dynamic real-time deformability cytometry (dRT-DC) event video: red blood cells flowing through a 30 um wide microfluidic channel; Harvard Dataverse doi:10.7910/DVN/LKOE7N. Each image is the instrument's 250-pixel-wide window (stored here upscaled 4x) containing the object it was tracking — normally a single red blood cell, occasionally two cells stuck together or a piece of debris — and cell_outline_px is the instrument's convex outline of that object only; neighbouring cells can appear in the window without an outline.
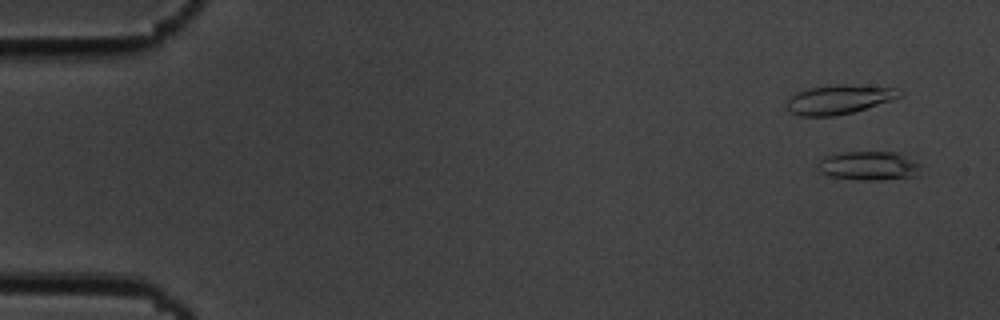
{"species": "common noctule bat (a hibernating species)", "species_latin": "Nyctalus noctula", "temperature_condition": "cold", "stored_images_in_passage": 52, "camera_frame_rate_fps": 3000, "um_per_image_px": 0.085, "animal": {"sex": "male", "body_mass_g": 19.5, "forearm_length_mm": 54.6}, "frame": {"image": 1, "passage_image": 2, "time_ms": 0.333, "image_size_px": [1000, 320], "cell_outline_px": [[924, 164], [920, 176], [880, 180], [856, 180], [832, 176], [820, 172], [816, 168], [816, 164], [824, 156], [840, 152], [900, 152]], "centroid_in_image_um": [73.94, 14.09], "position_along_channel_um": 11.1, "area_um2": 18.09}}
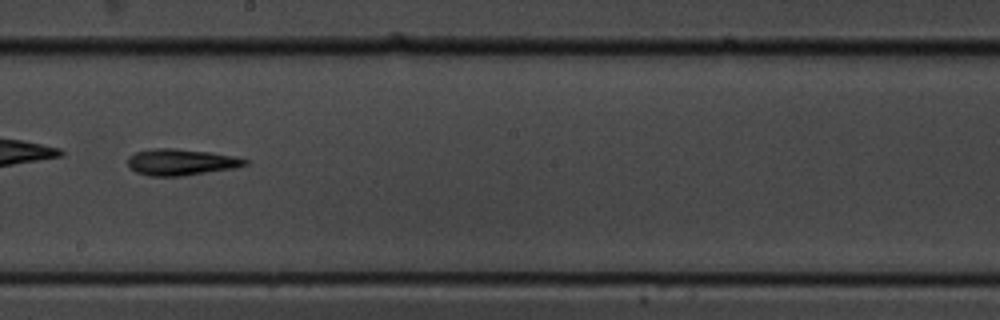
{"frame": {"image": 2, "passage_image": 31, "time_ms": 10.0, "image_size_px": [1000, 320], "cell_outline_px": [[248, 164], [236, 168], [184, 176], [148, 176], [136, 172], [128, 168], [128, 156], [136, 152], [152, 148], [172, 148], [212, 152], [232, 156], [248, 160]], "centroid_in_image_um": [15.36, 13.78], "position_along_channel_um": 232.8, "area_um2": 18.21}}
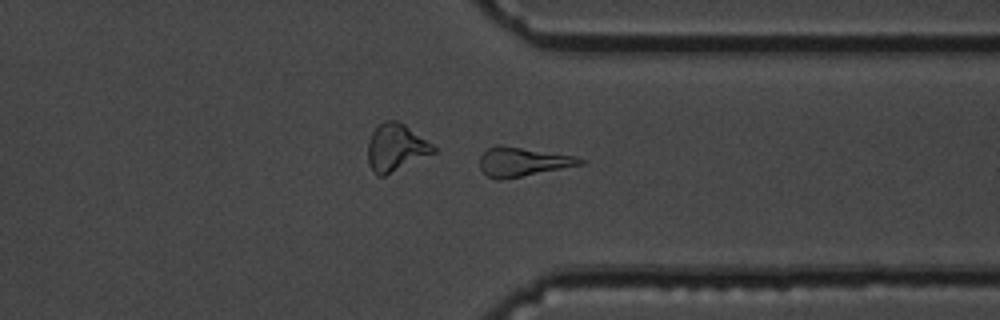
{"frame": {"image": 3, "passage_image": 42, "time_ms": 13.667, "image_size_px": [1000, 320], "cell_outline_px": [[588, 160], [584, 164], [504, 180], [496, 180], [488, 176], [480, 168], [480, 156], [488, 148], [496, 144], [500, 144], [576, 156]], "centroid_in_image_um": [44.45, 13.75], "position_along_channel_um": 367.0, "area_um2": 17.28}}